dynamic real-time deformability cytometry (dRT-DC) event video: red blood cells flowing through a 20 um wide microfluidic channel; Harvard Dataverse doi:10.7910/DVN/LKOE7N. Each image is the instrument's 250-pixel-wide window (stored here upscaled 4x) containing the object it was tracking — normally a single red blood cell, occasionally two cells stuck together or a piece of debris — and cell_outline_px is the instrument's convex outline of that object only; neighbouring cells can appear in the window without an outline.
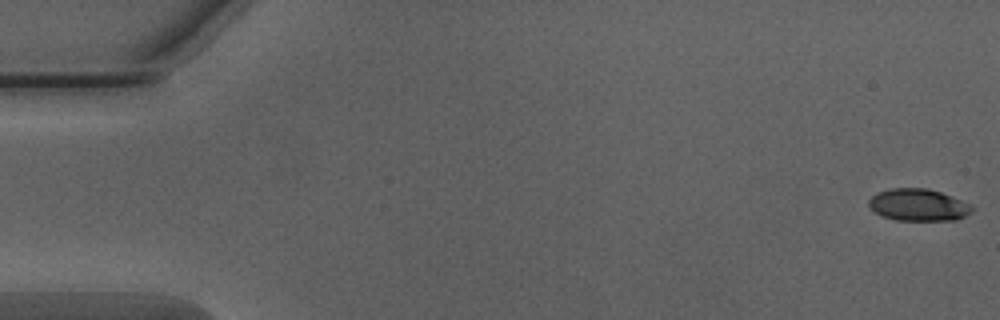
{"species": "Egyptian fruit bat (a non-hibernating species)", "species_latin": "Rousettus aegyptiacus", "temperature_condition": "warm", "stored_images_in_passage": 51, "camera_frame_rate_fps": 3000, "um_per_image_px": 0.085, "animal": {"sex": "male"}, "frame": {"image": 1, "passage_image": 1, "time_ms": 0.0, "image_size_px": [1000, 320], "cell_outline_px": [[976, 208], [972, 212], [956, 220], [896, 220], [884, 216], [876, 212], [868, 204], [868, 200], [872, 196], [880, 192], [892, 188], [928, 188], [952, 196]], "centroid_in_image_um": [78.09, 17.42], "position_along_channel_um": 6.9, "area_um2": 19.07}}
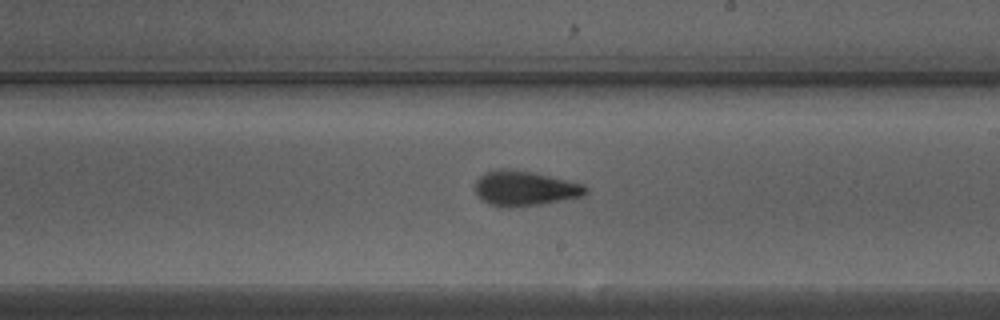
{"frame": {"image": 2, "passage_image": 30, "time_ms": 9.667, "image_size_px": [1000, 320], "cell_outline_px": [[588, 192], [584, 196], [540, 204], [508, 208], [500, 208], [488, 204], [472, 188], [476, 180], [484, 172], [500, 168], [508, 168], [548, 176], [584, 184], [588, 188]], "centroid_in_image_um": [44.56, 16.02], "position_along_channel_um": 244.4, "area_um2": 22.6}}
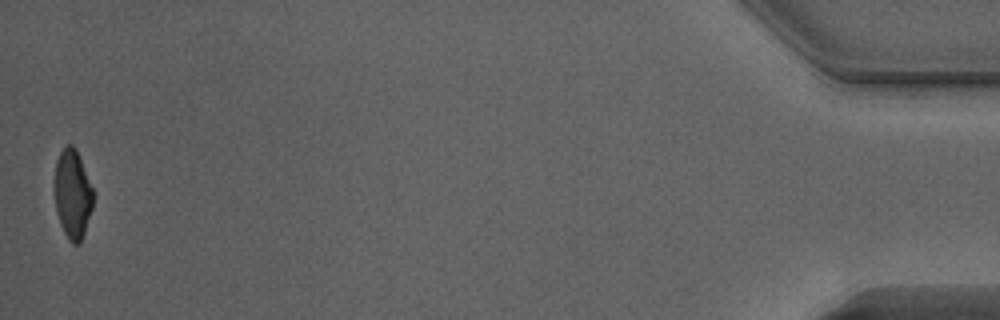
{"frame": {"image": 3, "passage_image": 51, "time_ms": 16.667, "image_size_px": [1000, 320], "cell_outline_px": [[92, 208], [80, 244], [72, 244], [68, 240], [60, 224], [56, 208], [56, 160], [64, 144], [72, 144], [76, 148], [80, 156], [92, 188]], "centroid_in_image_um": [6.17, 16.48], "position_along_channel_um": 429.0, "area_um2": 19.71}, "authors_computed_cell_mechanics": {"area_um2": 21.386, "velocity_mm_per_s": 4.0426, "shape_relaxation_time_tau1_ms": 3.9998, "shape_relaxation_time_tau2_ms": 1.6425, "deformation_change_tau1": 0.1767, "deformation_change_tau2": 0.0823}}